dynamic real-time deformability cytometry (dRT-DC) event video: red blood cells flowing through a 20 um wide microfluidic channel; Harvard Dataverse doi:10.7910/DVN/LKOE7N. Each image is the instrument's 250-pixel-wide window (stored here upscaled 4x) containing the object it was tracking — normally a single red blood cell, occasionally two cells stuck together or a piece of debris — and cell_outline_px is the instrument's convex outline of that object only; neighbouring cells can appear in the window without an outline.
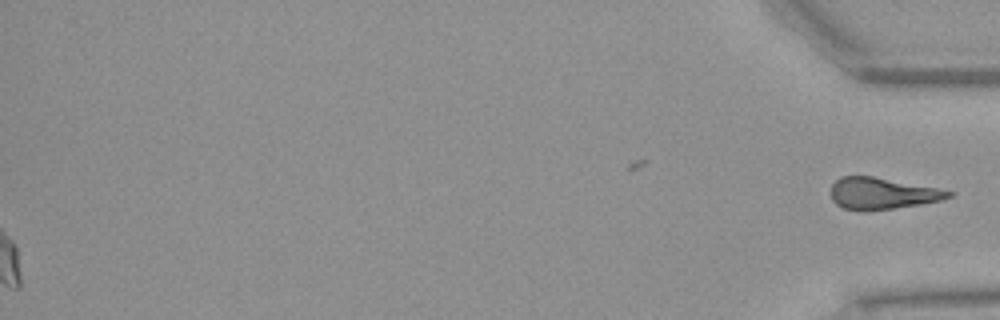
{"species": "Egyptian fruit bat (a non-hibernating species)", "species_latin": "Rousettus aegyptiacus", "temperature_condition": "warm", "stored_images_in_passage": 53, "segment_of_instrument_passage": [2, 2], "camera_frame_rate_fps": 3000, "um_per_image_px": 0.085, "animal": {"sex": "female"}, "frame": {"image": 1, "passage_image": 53, "time_ms": 17.333, "image_size_px": [1000, 320], "cell_outline_px": [[956, 192], [952, 196], [940, 200], [920, 204], [864, 212], [844, 208], [836, 204], [832, 200], [832, 184], [840, 176], [872, 176], [936, 188]], "centroid_in_image_um": [74.96, 16.45], "position_along_channel_um": 360.2, "area_um2": 21.5}}